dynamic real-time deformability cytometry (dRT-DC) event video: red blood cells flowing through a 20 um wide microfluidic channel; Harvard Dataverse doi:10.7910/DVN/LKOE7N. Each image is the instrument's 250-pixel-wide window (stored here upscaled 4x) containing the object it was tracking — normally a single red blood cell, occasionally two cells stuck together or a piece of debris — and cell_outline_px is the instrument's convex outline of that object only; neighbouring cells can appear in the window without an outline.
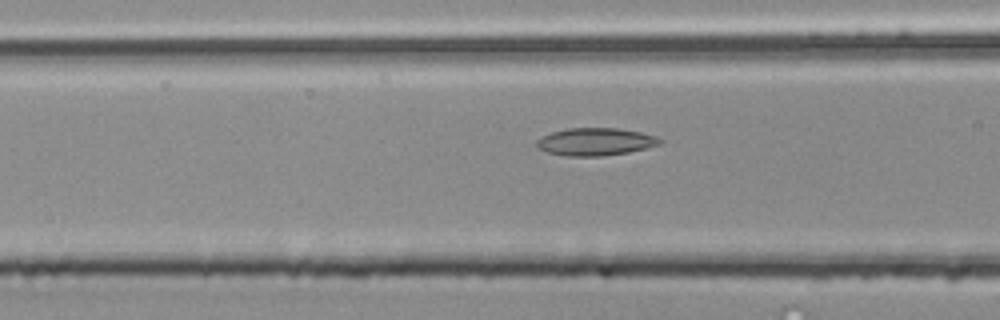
{"species": "common noctule bat (a hibernating species)", "species_latin": "Nyctalus noctula", "temperature_condition": "room temperature", "stored_images_in_passage": 14, "camera_frame_rate_fps": 3000, "um_per_image_px": 0.085, "animal": {"sex": "male", "body_mass_g": 20.4}, "frame": {"image": 1, "passage_image": 12, "time_ms": 3.667, "image_size_px": [1000, 320], "cell_outline_px": [[664, 140], [660, 144], [628, 152], [604, 156], [564, 156], [548, 152], [540, 148], [536, 144], [536, 140], [552, 132], [568, 128], [616, 128], [640, 132], [656, 136]], "centroid_in_image_um": [50.62, 12.05], "position_along_channel_um": 116.0, "area_um2": 19.65}}